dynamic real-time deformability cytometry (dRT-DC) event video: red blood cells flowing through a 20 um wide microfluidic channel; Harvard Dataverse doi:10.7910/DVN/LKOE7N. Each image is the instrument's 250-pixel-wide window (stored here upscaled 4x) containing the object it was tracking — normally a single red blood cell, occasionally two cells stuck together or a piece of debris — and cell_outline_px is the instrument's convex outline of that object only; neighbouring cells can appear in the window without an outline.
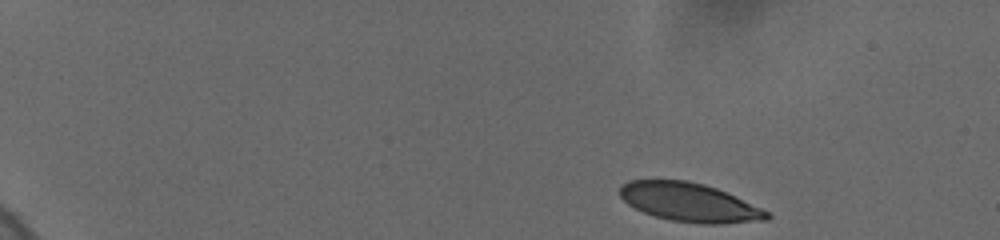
{"species": "human", "species_latin": "Homo sapiens", "temperature_condition": "cold", "stored_images_in_passage": 76, "camera_frame_rate_fps": 3000, "um_per_image_px": 0.085, "donor": {"sex": "female"}, "frame": {"image": 1, "passage_image": 1, "time_ms": 0.0, "image_size_px": [1000, 240], "cell_outline_px": [[772, 216], [768, 220], [720, 224], [700, 224], [672, 220], [656, 216], [644, 212], [628, 204], [620, 196], [620, 188], [628, 180], [684, 180], [704, 184], [716, 188], [760, 208], [768, 212]], "centroid_in_image_um": [58.6, 17.2], "position_along_channel_um": 26.4, "area_um2": 32.77}}
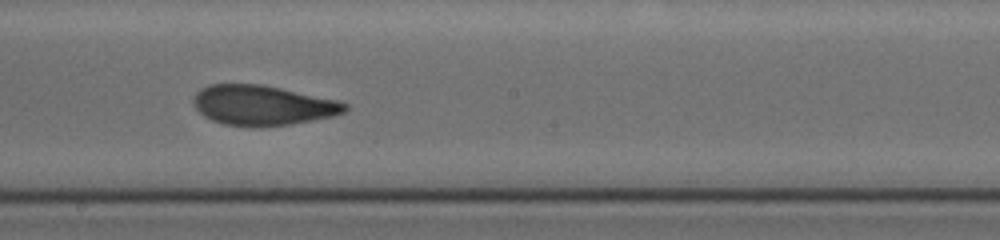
{"frame": {"image": 2, "passage_image": 41, "time_ms": 9.0, "image_size_px": [1000, 240], "cell_outline_px": [[348, 108], [344, 112], [332, 116], [292, 124], [260, 128], [248, 128], [224, 124], [212, 120], [204, 116], [192, 104], [192, 96], [200, 88], [208, 84], [260, 84], [280, 88], [336, 100], [348, 104]], "centroid_in_image_um": [22.26, 8.97], "position_along_channel_um": 225.9, "area_um2": 35.6}}
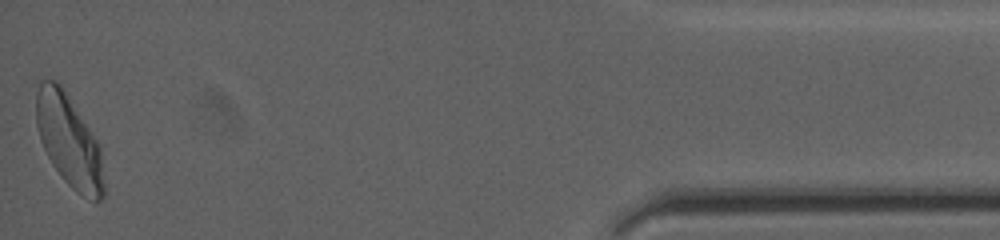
{"frame": {"image": 3, "passage_image": 76, "time_ms": 16.333, "image_size_px": [1000, 240], "cell_outline_px": [[104, 196], [100, 200], [88, 200], [80, 196], [64, 180], [52, 164], [40, 140], [36, 124], [36, 92], [40, 80], [56, 80], [60, 84], [100, 144], [104, 180]], "centroid_in_image_um": [5.87, 12.0], "position_along_channel_um": 429.3, "area_um2": 36.41}, "authors_computed_cell_mechanics": {"area_um2": 35.0268, "velocity_mm_per_s": 3.677, "shape_relaxation_time_tau1_ms": 3.7492, "shape_relaxation_time_tau2_ms": 1.1559, "deformation_change_tau1": 0.1481, "deformation_change_tau2": 0.0723}}